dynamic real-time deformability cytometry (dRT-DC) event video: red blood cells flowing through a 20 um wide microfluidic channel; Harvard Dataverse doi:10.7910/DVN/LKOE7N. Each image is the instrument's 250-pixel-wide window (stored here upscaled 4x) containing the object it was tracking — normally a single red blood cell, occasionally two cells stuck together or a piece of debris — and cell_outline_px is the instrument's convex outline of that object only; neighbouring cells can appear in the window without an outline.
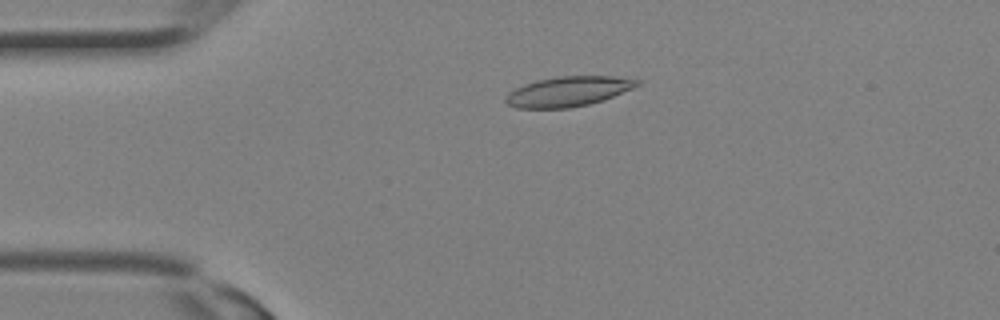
{"species": "Egyptian fruit bat (a non-hibernating species)", "species_latin": "Rousettus aegyptiacus", "temperature_condition": "room temperature", "stored_images_in_passage": 17, "camera_frame_rate_fps": 3000, "um_per_image_px": 0.085, "animal": {"sex": "female"}, "frame": {"image": 1, "passage_image": 7, "time_ms": 2.0, "image_size_px": [1000, 320], "cell_outline_px": [[644, 80], [640, 84], [632, 88], [604, 100], [588, 104], [568, 108], [516, 108], [508, 104], [504, 100], [504, 96], [508, 92], [524, 84], [536, 80], [560, 76], [612, 76]], "centroid_in_image_um": [48.29, 7.77], "position_along_channel_um": 36.7, "area_um2": 23.0}}
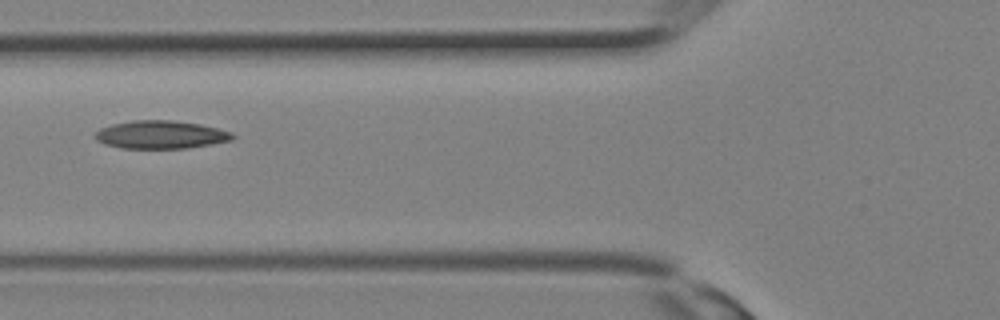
{"frame": {"image": 2, "passage_image": 12, "time_ms": 3.667, "image_size_px": [1000, 320], "cell_outline_px": [[236, 136], [232, 140], [212, 144], [188, 148], [120, 148], [104, 144], [96, 140], [96, 132], [100, 128], [112, 124], [132, 120], [172, 120], [200, 124], [232, 132]], "centroid_in_image_um": [13.67, 11.45], "position_along_channel_um": 112.1, "area_um2": 22.48}}
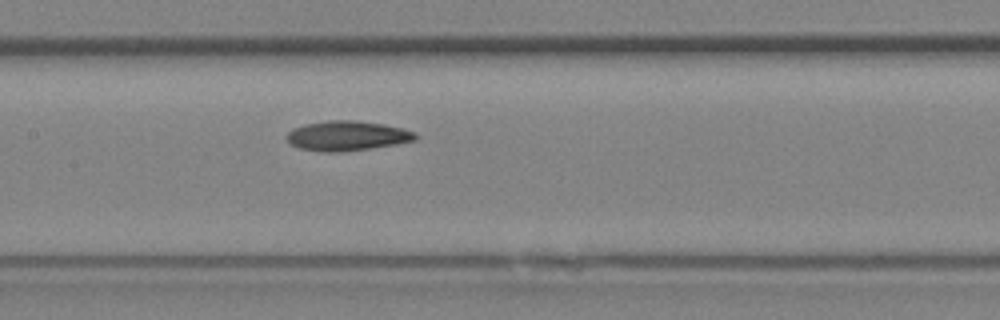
{"frame": {"image": 3, "passage_image": 15, "time_ms": 4.667, "image_size_px": [1000, 320], "cell_outline_px": [[416, 140], [396, 144], [340, 152], [324, 152], [300, 148], [292, 144], [288, 140], [288, 132], [292, 128], [304, 124], [328, 120], [356, 120], [384, 124], [400, 128], [412, 132], [416, 136]], "centroid_in_image_um": [29.47, 11.53], "position_along_channel_um": 177.9, "area_um2": 22.02}}